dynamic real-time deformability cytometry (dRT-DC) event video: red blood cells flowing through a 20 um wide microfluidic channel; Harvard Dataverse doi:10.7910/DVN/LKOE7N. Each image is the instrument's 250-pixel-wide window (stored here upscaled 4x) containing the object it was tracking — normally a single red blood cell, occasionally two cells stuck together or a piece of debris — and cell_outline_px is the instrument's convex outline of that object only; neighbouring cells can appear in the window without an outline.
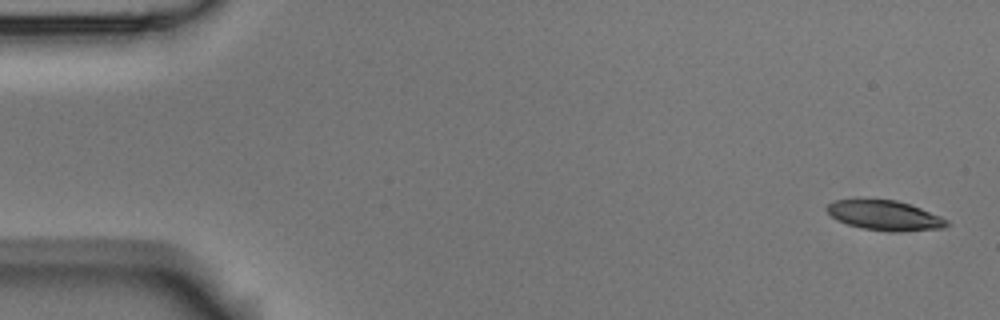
{"species": "Egyptian fruit bat (a non-hibernating species)", "species_latin": "Rousettus aegyptiacus", "temperature_condition": "room temperature", "stored_images_in_passage": 5, "camera_frame_rate_fps": 3000, "um_per_image_px": 0.085, "animal": {"sex": "male"}, "frame": {"image": 1, "passage_image": 1, "time_ms": 0.0, "image_size_px": [1000, 320], "cell_outline_px": [[948, 224], [944, 228], [900, 232], [892, 232], [860, 228], [836, 220], [824, 208], [828, 204], [836, 200], [856, 196], [896, 200], [920, 208], [940, 216], [948, 220]], "centroid_in_image_um": [75.12, 18.27], "position_along_channel_um": 9.9, "area_um2": 21.56}}
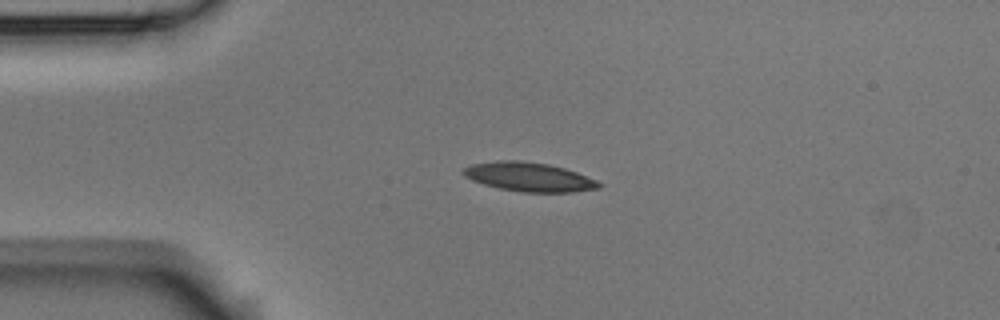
{"frame": {"image": 2, "passage_image": 4, "time_ms": 3.667, "image_size_px": [1000, 320], "cell_outline_px": [[604, 184], [600, 188], [572, 192], [520, 192], [500, 188], [484, 184], [472, 180], [464, 176], [460, 172], [464, 168], [472, 164], [500, 160], [520, 160], [548, 164], [564, 168], [576, 172], [596, 180]], "centroid_in_image_um": [44.97, 15.04], "position_along_channel_um": 40.0, "area_um2": 22.95}}